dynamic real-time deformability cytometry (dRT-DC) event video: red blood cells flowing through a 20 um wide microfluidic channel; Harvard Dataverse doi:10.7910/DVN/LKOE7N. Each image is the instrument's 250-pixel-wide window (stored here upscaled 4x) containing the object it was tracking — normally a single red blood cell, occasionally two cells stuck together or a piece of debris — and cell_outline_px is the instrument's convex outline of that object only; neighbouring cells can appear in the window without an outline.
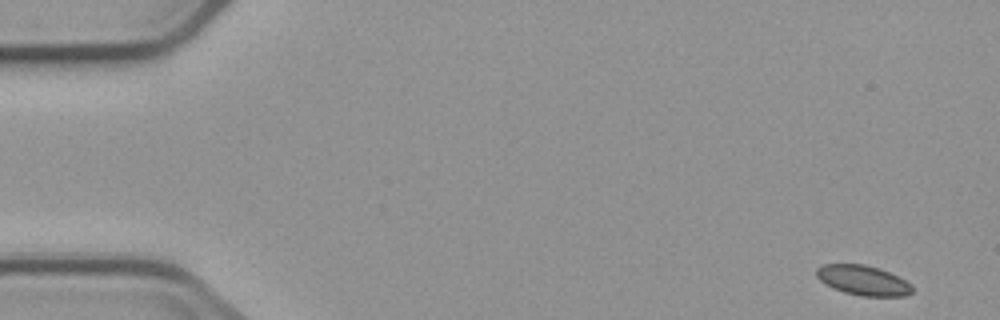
{"species": "common noctule bat (a hibernating species)", "species_latin": "Nyctalus noctula", "temperature_condition": "cold", "stored_images_in_passage": 6, "camera_frame_rate_fps": 3000, "um_per_image_px": 0.085, "animal": {"sex": "male", "body_mass_g": 23.1, "forearm_length_mm": 52.7}, "frame": {"image": 1, "passage_image": 1, "time_ms": 0.0, "image_size_px": [1000, 320], "cell_outline_px": [[912, 292], [904, 296], [860, 296], [844, 292], [832, 288], [820, 280], [816, 276], [816, 268], [824, 264], [864, 264], [880, 268], [912, 284]], "centroid_in_image_um": [73.34, 23.82], "position_along_channel_um": 11.7, "area_um2": 16.65}}
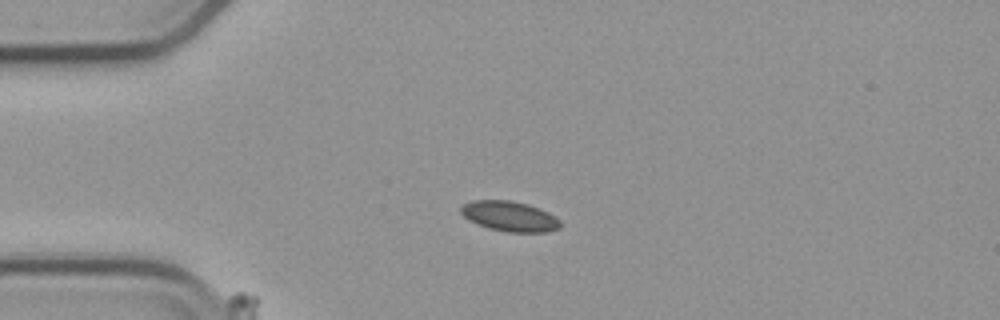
{"frame": {"image": 2, "passage_image": 3, "time_ms": 3.667, "image_size_px": [1000, 320], "cell_outline_px": [[560, 228], [548, 232], [508, 232], [488, 228], [476, 224], [468, 220], [460, 212], [460, 208], [464, 204], [472, 200], [508, 200], [528, 204], [548, 212], [560, 220]], "centroid_in_image_um": [43.3, 18.39], "position_along_channel_um": 41.7, "area_um2": 17.51}}